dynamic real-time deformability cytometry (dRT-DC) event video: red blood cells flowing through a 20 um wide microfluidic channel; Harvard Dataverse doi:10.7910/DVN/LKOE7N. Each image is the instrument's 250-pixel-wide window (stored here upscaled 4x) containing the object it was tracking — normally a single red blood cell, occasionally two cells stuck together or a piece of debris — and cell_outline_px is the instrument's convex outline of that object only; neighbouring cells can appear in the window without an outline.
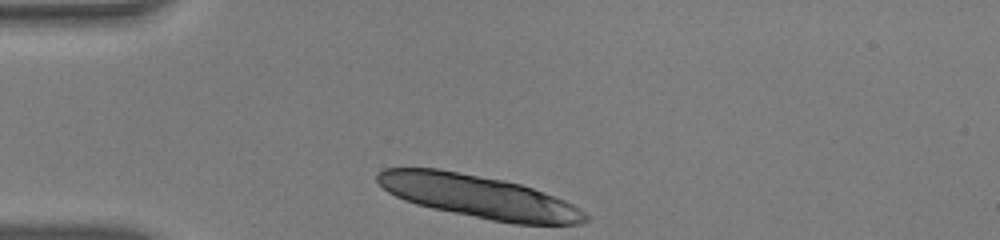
{"species": "human", "species_latin": "Homo sapiens", "temperature_condition": "warm", "stored_images_in_passage": 32, "camera_frame_rate_fps": 3000, "um_per_image_px": 0.085, "donor": {"sex": "male"}, "frame": {"image": 1, "passage_image": 1, "time_ms": 0.0, "image_size_px": [1000, 240], "cell_outline_px": [[588, 220], [580, 224], [512, 224], [432, 208], [416, 204], [404, 200], [388, 192], [376, 180], [376, 172], [384, 168], [436, 168], [504, 180], [520, 184], [544, 192], [564, 200], [572, 204], [584, 212], [588, 216]], "centroid_in_image_um": [40.67, 16.71], "position_along_channel_um": 44.3, "area_um2": 51.56}}
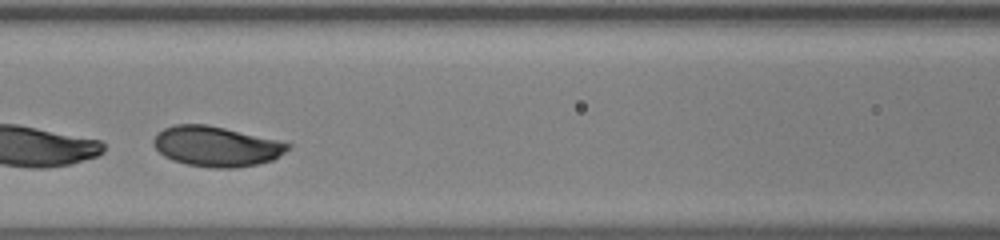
{"frame": {"image": 2, "passage_image": 12, "time_ms": 3.667, "image_size_px": [1000, 240], "cell_outline_px": [[292, 148], [272, 160], [256, 164], [232, 168], [212, 168], [188, 164], [172, 160], [164, 156], [152, 144], [152, 140], [156, 132], [164, 128], [176, 124], [208, 124], [276, 140], [292, 144]], "centroid_in_image_um": [18.36, 12.43], "position_along_channel_um": 148.2, "area_um2": 31.39}}
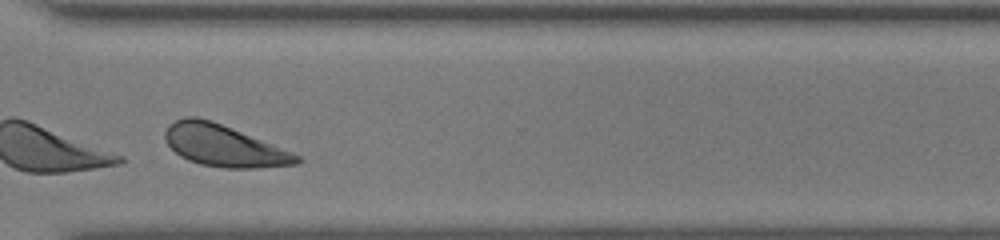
{"frame": {"image": 3, "passage_image": 28, "time_ms": 9.0, "image_size_px": [1000, 240], "cell_outline_px": [[304, 160], [300, 164], [256, 168], [224, 168], [200, 164], [188, 160], [180, 156], [168, 144], [164, 136], [164, 132], [168, 124], [184, 116], [196, 116], [212, 120], [292, 152], [300, 156]], "centroid_in_image_um": [19.02, 12.38], "position_along_channel_um": 351.6, "area_um2": 31.96}, "authors_computed_cell_mechanics": {"area_um2": 31.212, "velocity_mm_per_s": 3.8097, "shape_relaxation_time_tau1_ms": 1.7981, "shape_relaxation_time_tau2_ms": null, "deformation_change_tau1": 0.1169, "deformation_change_tau2": null}}